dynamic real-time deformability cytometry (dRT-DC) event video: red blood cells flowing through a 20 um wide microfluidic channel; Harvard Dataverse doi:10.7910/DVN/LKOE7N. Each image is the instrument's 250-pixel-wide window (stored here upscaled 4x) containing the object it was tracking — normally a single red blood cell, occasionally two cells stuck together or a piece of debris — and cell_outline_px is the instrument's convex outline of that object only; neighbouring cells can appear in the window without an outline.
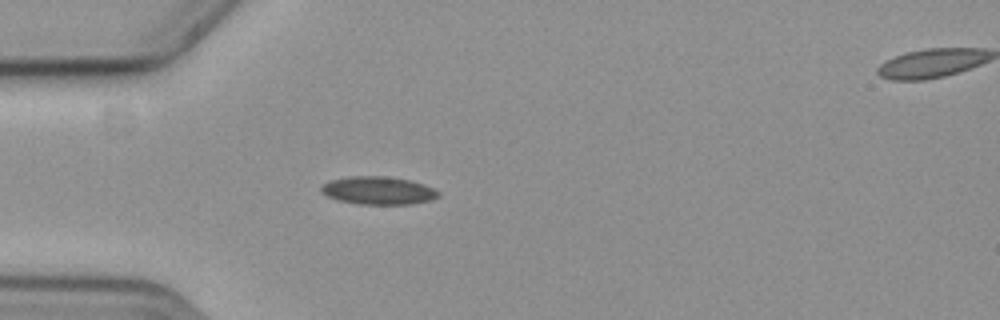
{"species": "common noctule bat (a hibernating species)", "species_latin": "Nyctalus noctula", "temperature_condition": "cold", "stored_images_in_passage": 37, "camera_frame_rate_fps": 3000, "um_per_image_px": 0.085, "animal": {"sex": "female", "body_mass_g": 19.3, "forearm_length_mm": 54.1}, "frame": {"image": 1, "passage_image": 1, "time_ms": 0.0, "image_size_px": [1000, 320], "cell_outline_px": [[440, 196], [432, 200], [412, 204], [356, 204], [336, 200], [320, 192], [320, 188], [324, 184], [332, 180], [352, 176], [384, 176], [408, 180], [424, 184], [440, 192]], "centroid_in_image_um": [32.16, 16.21], "position_along_channel_um": 52.8, "area_um2": 19.07}}
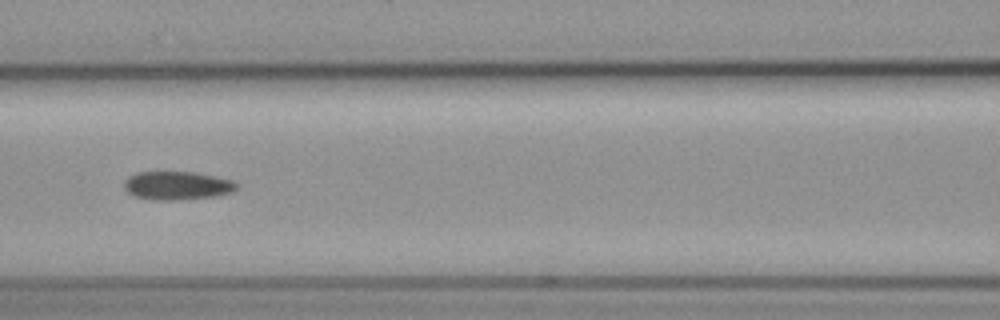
{"frame": {"image": 2, "passage_image": 10, "time_ms": 3.0, "image_size_px": [1000, 320], "cell_outline_px": [[240, 184], [232, 192], [216, 196], [176, 200], [152, 200], [132, 196], [124, 188], [124, 180], [128, 176], [136, 172], [196, 172], [216, 176], [232, 180]], "centroid_in_image_um": [15.04, 15.77], "position_along_channel_um": 151.6, "area_um2": 18.9}}
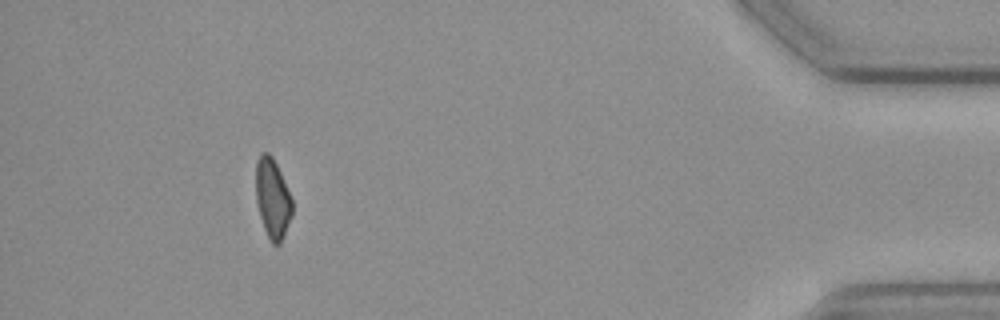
{"frame": {"image": 3, "passage_image": 37, "time_ms": 12.0, "image_size_px": [1000, 320], "cell_outline_px": [[292, 216], [284, 236], [280, 244], [272, 244], [264, 228], [260, 216], [256, 200], [256, 160], [260, 152], [268, 152], [272, 156], [280, 172], [292, 200]], "centroid_in_image_um": [23.16, 16.86], "position_along_channel_um": 412.0, "area_um2": 16.82}, "authors_computed_cell_mechanics": {"area_um2": 17.918, "velocity_mm_per_s": 3.6095, "shape_relaxation_time_tau1_ms": null, "shape_relaxation_time_tau2_ms": 5.1104, "deformation_change_tau1": null, "deformation_change_tau2": 0.1174}}